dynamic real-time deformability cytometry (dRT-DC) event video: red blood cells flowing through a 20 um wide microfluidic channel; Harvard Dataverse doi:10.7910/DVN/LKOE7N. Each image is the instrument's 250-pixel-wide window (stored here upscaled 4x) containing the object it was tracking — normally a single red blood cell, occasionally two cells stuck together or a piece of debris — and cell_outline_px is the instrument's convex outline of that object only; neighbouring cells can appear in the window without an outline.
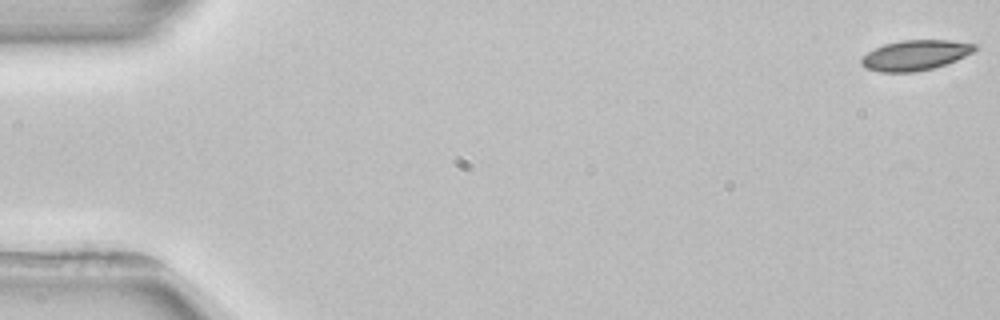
{"species": "common noctule bat (a hibernating species)", "species_latin": "Nyctalus noctula", "temperature_condition": "room temperature", "stored_images_in_passage": 4, "camera_frame_rate_fps": 3000, "um_per_image_px": 0.085, "animal": {"sex": "female", "body_mass_g": 22.7, "forearm_length_mm": 54.2}, "frame": {"image": 1, "passage_image": 1, "time_ms": 0.0, "image_size_px": [1000, 320], "cell_outline_px": [[976, 48], [972, 52], [956, 60], [932, 68], [916, 72], [880, 72], [864, 68], [860, 64], [860, 60], [868, 52], [884, 44], [900, 40], [948, 40], [976, 44]], "centroid_in_image_um": [77.75, 4.69], "position_along_channel_um": 7.2, "area_um2": 19.83}}
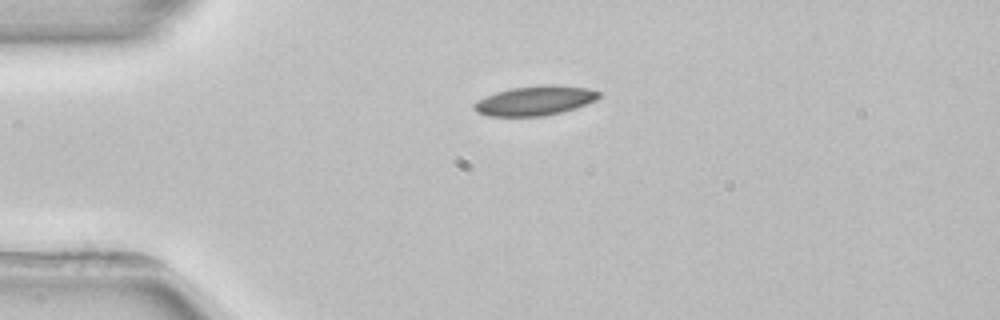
{"frame": {"image": 2, "passage_image": 4, "time_ms": 4.0, "image_size_px": [1000, 320], "cell_outline_px": [[600, 96], [596, 100], [576, 108], [544, 116], [488, 116], [476, 112], [472, 108], [472, 104], [476, 100], [496, 92], [512, 88], [540, 84], [552, 84], [588, 88], [600, 92]], "centroid_in_image_um": [45.45, 8.55], "position_along_channel_um": 39.6, "area_um2": 21.68}}